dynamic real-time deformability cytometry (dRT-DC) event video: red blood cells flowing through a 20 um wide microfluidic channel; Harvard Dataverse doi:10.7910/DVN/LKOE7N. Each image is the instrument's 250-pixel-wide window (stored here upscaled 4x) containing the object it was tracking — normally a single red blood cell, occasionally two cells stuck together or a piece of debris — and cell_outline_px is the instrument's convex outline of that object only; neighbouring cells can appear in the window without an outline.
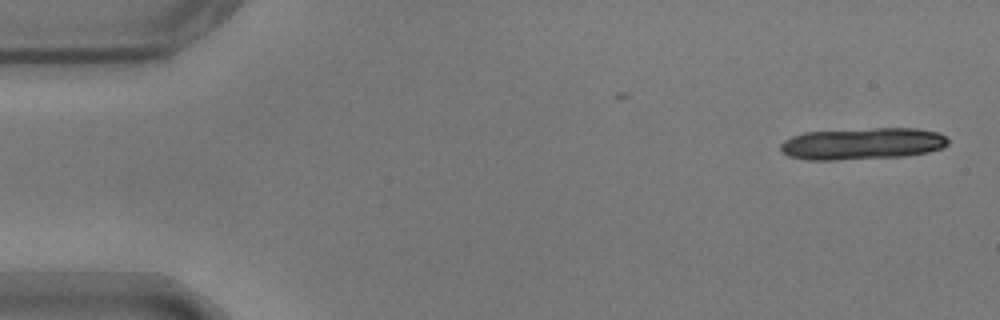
{"species": "common noctule bat (a hibernating species)", "species_latin": "Nyctalus noctula", "temperature_condition": "warm", "stored_images_in_passage": 10, "camera_frame_rate_fps": 3000, "um_per_image_px": 0.085, "animal": {"sex": "male", "body_mass_g": 17.9}, "frame": {"image": 1, "passage_image": 1, "time_ms": 0.0, "image_size_px": [1000, 320], "cell_outline_px": [[948, 144], [944, 148], [928, 152], [904, 156], [836, 160], [808, 160], [788, 156], [780, 148], [780, 144], [784, 140], [792, 136], [804, 132], [872, 128], [916, 128], [940, 132], [948, 140]], "centroid_in_image_um": [73.32, 12.21], "position_along_channel_um": 11.7, "area_um2": 31.21}}